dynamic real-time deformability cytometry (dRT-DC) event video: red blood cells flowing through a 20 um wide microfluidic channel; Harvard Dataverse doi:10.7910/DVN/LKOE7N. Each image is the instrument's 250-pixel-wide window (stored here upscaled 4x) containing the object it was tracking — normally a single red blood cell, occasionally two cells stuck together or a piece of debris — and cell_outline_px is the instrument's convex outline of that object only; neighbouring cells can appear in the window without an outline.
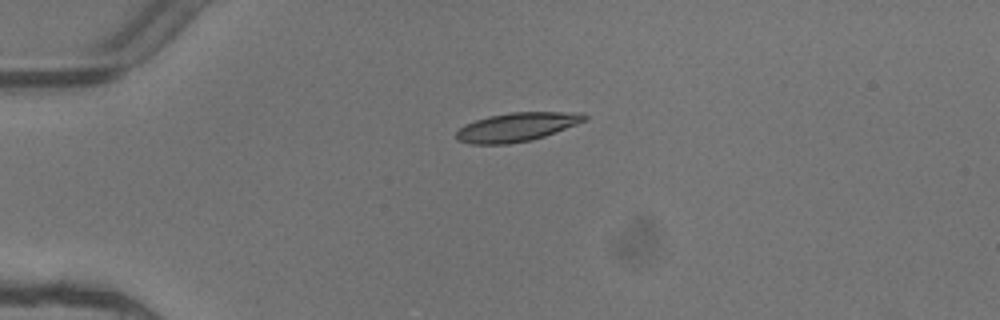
{"species": "common noctule bat (a hibernating species)", "species_latin": "Nyctalus noctula", "temperature_condition": "warm", "stored_images_in_passage": 3, "camera_frame_rate_fps": 3000, "um_per_image_px": 0.085, "animal": {"sex": "female"}, "frame": {"image": 1, "passage_image": 1, "time_ms": 0.0, "image_size_px": [1000, 320], "cell_outline_px": [[588, 120], [544, 136], [532, 140], [508, 144], [468, 144], [456, 140], [456, 132], [464, 124], [488, 116], [512, 112], [584, 112], [588, 116]], "centroid_in_image_um": [43.93, 10.79], "position_along_channel_um": 41.1, "area_um2": 21.68}}
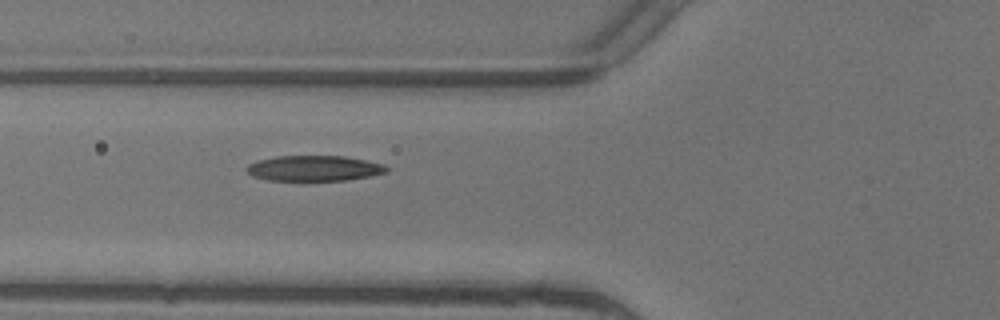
{"frame": {"image": 2, "passage_image": 3, "time_ms": 0.667, "image_size_px": [1000, 320], "cell_outline_px": [[388, 172], [348, 180], [268, 180], [252, 176], [244, 168], [248, 164], [256, 160], [276, 156], [344, 156], [384, 164], [388, 168]], "centroid_in_image_um": [26.66, 14.3], "position_along_channel_um": 99.1, "area_um2": 20.75}}